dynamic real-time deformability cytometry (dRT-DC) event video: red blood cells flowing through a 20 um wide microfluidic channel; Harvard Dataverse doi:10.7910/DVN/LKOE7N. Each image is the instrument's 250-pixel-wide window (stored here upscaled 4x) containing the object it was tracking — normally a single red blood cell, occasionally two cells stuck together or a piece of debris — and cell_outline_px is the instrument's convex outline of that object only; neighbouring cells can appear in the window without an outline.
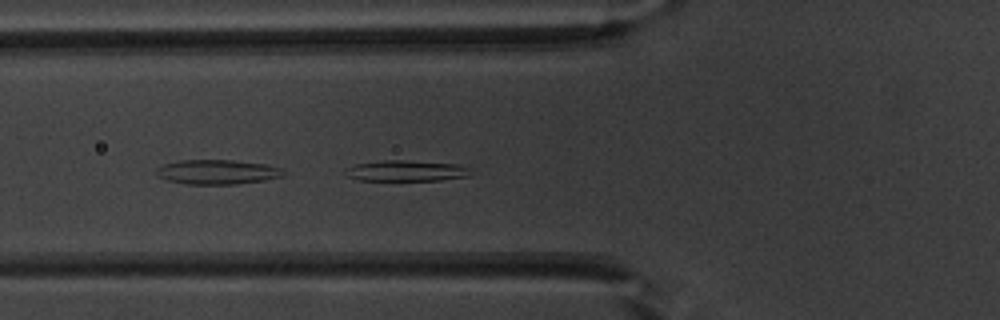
{"species": "common noctule bat (a hibernating species)", "species_latin": "Nyctalus noctula", "temperature_condition": "warm", "stored_images_in_passage": 40, "camera_frame_rate_fps": 3000, "um_per_image_px": 0.085, "animal": {"sex": "male", "body_mass_g": 20.1, "forearm_length_mm": 53.5}, "frame": {"image": 1, "passage_image": 7, "time_ms": 2.0, "image_size_px": [1000, 320], "cell_outline_px": [[468, 176], [440, 180], [360, 180], [348, 176], [344, 172], [344, 168], [356, 164], [380, 160], [404, 160], [456, 164], [468, 168]], "centroid_in_image_um": [34.45, 14.51], "position_along_channel_um": 91.4, "area_um2": 15.03}}
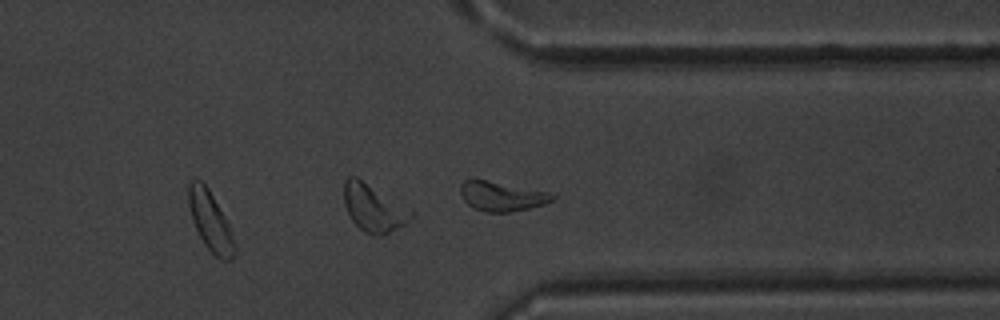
{"frame": {"image": 2, "passage_image": 29, "time_ms": 9.333, "image_size_px": [1000, 320], "cell_outline_px": [[556, 200], [544, 204], [528, 208], [508, 212], [484, 212], [472, 208], [464, 200], [460, 192], [460, 184], [464, 180], [484, 180], [552, 192], [556, 196]], "centroid_in_image_um": [42.68, 16.69], "position_along_channel_um": 368.7, "area_um2": 15.84}}
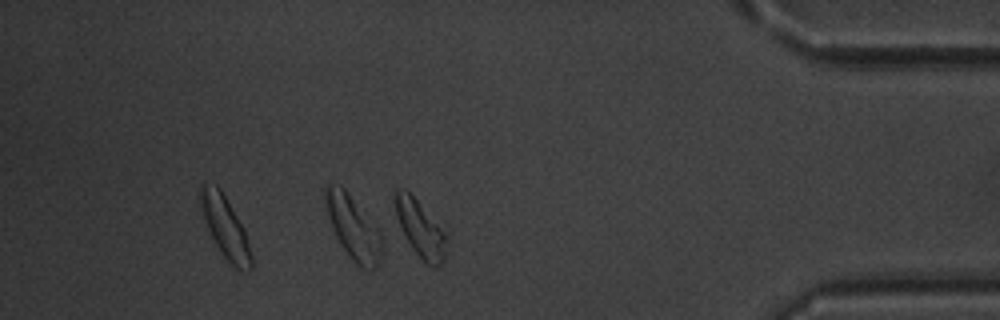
{"frame": {"image": 3, "passage_image": 34, "time_ms": 11.0, "image_size_px": [1000, 320], "cell_outline_px": [[448, 240], [444, 260], [440, 264], [432, 268], [412, 248], [396, 216], [396, 188], [404, 188], [448, 232]], "centroid_in_image_um": [35.81, 19.46], "position_along_channel_um": 399.4, "area_um2": 16.65}, "authors_computed_cell_mechanics": {"area_um2": 16.184, "velocity_mm_per_s": 3.7853, "shape_relaxation_time_tau1_ms": 3.0421, "shape_relaxation_time_tau2_ms": 3.589, "deformation_change_tau1": 0.1302, "deformation_change_tau2": 0.0889}}